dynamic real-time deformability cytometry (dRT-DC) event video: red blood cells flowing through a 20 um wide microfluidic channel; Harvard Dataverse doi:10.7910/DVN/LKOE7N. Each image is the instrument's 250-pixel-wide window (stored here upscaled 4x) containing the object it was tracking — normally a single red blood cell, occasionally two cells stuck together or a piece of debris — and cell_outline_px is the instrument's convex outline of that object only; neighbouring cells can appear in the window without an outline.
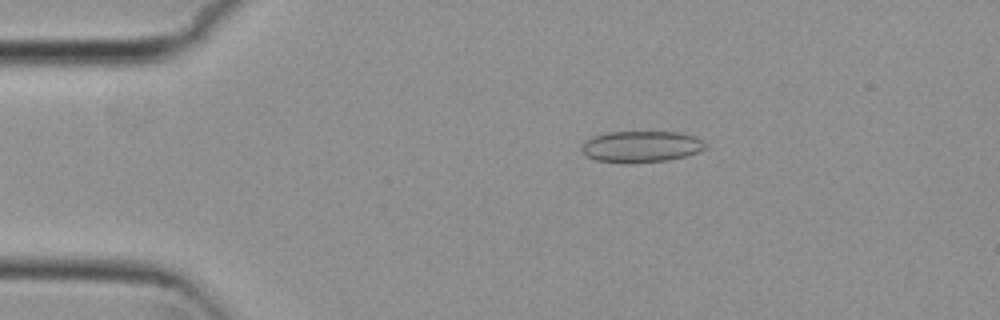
{"species": "common noctule bat (a hibernating species)", "species_latin": "Nyctalus noctula", "temperature_condition": "cold", "stored_images_in_passage": 54, "camera_frame_rate_fps": 3000, "um_per_image_px": 0.085, "animal": {"sex": "female", "body_mass_g": 29.2, "forearm_length_mm": 56.3}, "frame": {"image": 1, "passage_image": 10, "time_ms": 3.0, "image_size_px": [1000, 320], "cell_outline_px": [[708, 144], [704, 148], [696, 152], [684, 156], [668, 160], [632, 164], [628, 164], [596, 160], [588, 156], [580, 148], [584, 140], [592, 136], [608, 132], [676, 132], [696, 136]], "centroid_in_image_um": [54.47, 12.46], "position_along_channel_um": 30.5, "area_um2": 22.77}}
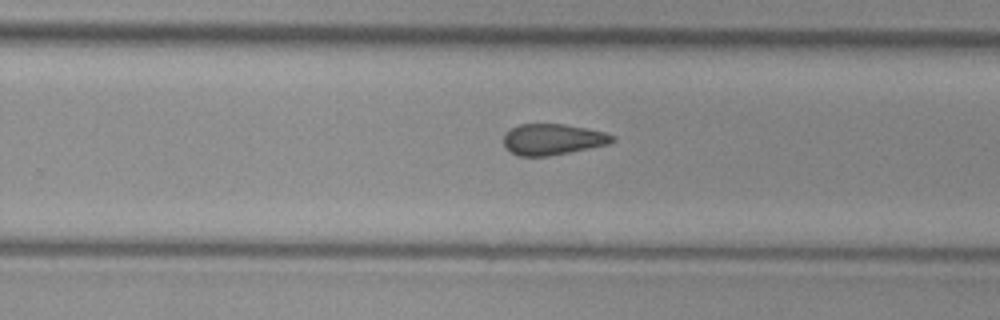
{"frame": {"image": 2, "passage_image": 34, "time_ms": 11.0, "image_size_px": [1000, 320], "cell_outline_px": [[616, 140], [608, 144], [548, 156], [516, 156], [508, 152], [504, 148], [504, 136], [512, 128], [520, 124], [564, 124], [588, 128], [604, 132], [616, 136]], "centroid_in_image_um": [46.97, 11.85], "position_along_channel_um": 282.8, "area_um2": 19.71}}
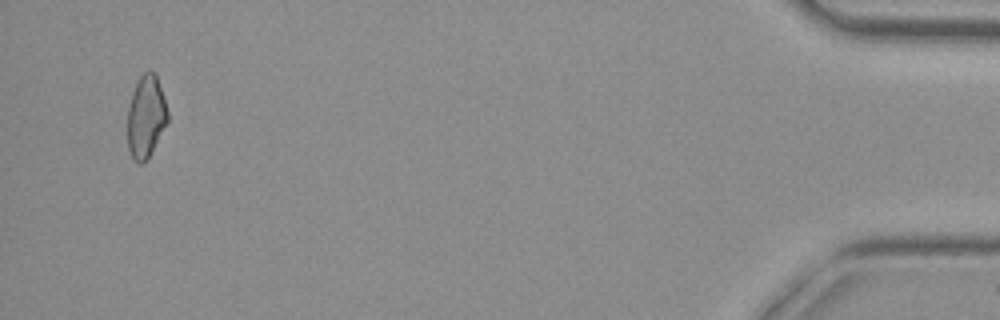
{"frame": {"image": 3, "passage_image": 52, "time_ms": 17.0, "image_size_px": [1000, 320], "cell_outline_px": [[168, 120], [148, 156], [140, 164], [132, 156], [128, 148], [128, 108], [132, 92], [140, 76], [148, 68], [156, 76], [164, 96], [168, 112]], "centroid_in_image_um": [12.4, 9.85], "position_along_channel_um": 422.8, "area_um2": 18.79}, "authors_computed_cell_mechanics": {"area_um2": 20.4323, "velocity_mm_per_s": 3.7885, "shape_relaxation_time_tau1_ms": null, "shape_relaxation_time_tau2_ms": 3.7038, "deformation_change_tau1": null, "deformation_change_tau2": 0.1036}}